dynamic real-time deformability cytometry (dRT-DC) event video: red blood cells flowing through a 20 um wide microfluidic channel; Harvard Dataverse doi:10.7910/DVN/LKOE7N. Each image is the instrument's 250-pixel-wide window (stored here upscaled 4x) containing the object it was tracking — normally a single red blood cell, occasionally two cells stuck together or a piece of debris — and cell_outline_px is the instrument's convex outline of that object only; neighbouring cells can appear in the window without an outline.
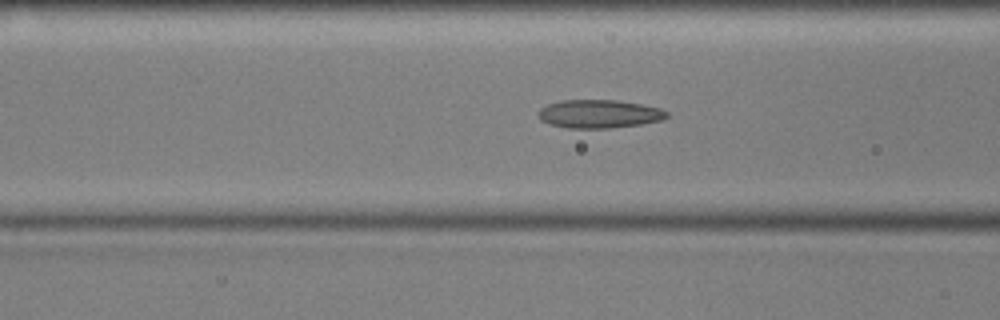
{"species": "common noctule bat (a hibernating species)", "species_latin": "Nyctalus noctula", "temperature_condition": "cold", "stored_images_in_passage": 53, "camera_frame_rate_fps": 3000, "um_per_image_px": 0.085, "animal": {"sex": "male", "body_mass_g": 17.9, "forearm_length_mm": 54.2}, "frame": {"image": 1, "passage_image": 19, "time_ms": 6.0, "image_size_px": [1000, 320], "cell_outline_px": [[668, 116], [660, 120], [640, 124], [608, 128], [568, 128], [548, 124], [540, 120], [540, 108], [548, 104], [560, 100], [620, 100], [660, 108], [668, 112]], "centroid_in_image_um": [50.91, 9.68], "position_along_channel_um": 115.7, "area_um2": 21.1}}
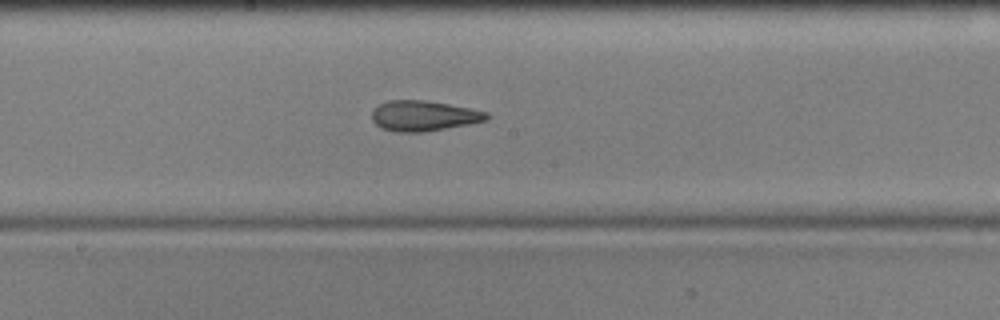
{"frame": {"image": 2, "passage_image": 27, "time_ms": 8.667, "image_size_px": [1000, 320], "cell_outline_px": [[488, 120], [468, 124], [424, 132], [396, 132], [384, 128], [376, 124], [372, 120], [372, 112], [380, 104], [388, 100], [424, 100], [448, 104], [488, 112]], "centroid_in_image_um": [36.01, 9.84], "position_along_channel_um": 212.2, "area_um2": 20.06}}
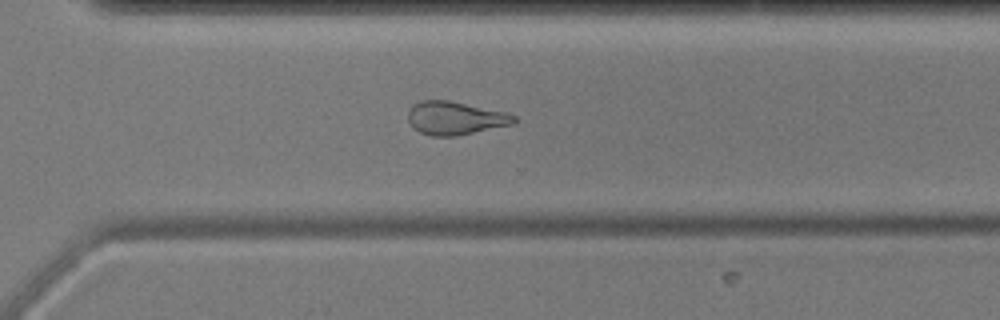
{"frame": {"image": 3, "passage_image": 37, "time_ms": 12.0, "image_size_px": [1000, 320], "cell_outline_px": [[520, 120], [516, 124], [456, 136], [432, 136], [420, 132], [412, 128], [408, 120], [408, 112], [412, 104], [424, 100], [448, 100], [504, 112], [516, 116]], "centroid_in_image_um": [38.71, 10.05], "position_along_channel_um": 331.9, "area_um2": 20.69}, "authors_computed_cell_mechanics": {"area_um2": 21.5594, "velocity_mm_per_s": 3.6048, "shape_relaxation_time_tau1_ms": null, "shape_relaxation_time_tau2_ms": 2.8243, "deformation_change_tau1": null, "deformation_change_tau2": 0.1193}}